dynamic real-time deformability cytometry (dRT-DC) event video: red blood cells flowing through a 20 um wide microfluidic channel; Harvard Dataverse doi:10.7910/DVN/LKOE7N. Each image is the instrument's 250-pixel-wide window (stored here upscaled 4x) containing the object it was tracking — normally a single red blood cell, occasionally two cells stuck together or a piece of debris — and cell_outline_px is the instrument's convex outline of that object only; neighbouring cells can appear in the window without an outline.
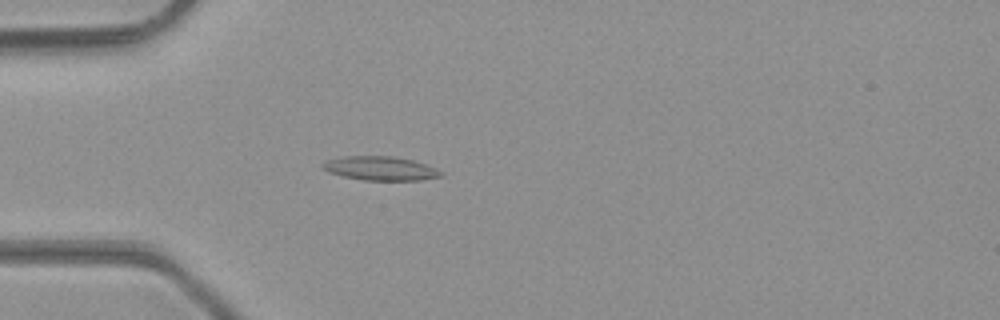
{"species": "common noctule bat (a hibernating species)", "species_latin": "Nyctalus noctula", "temperature_condition": "room temperature", "stored_images_in_passage": 48, "camera_frame_rate_fps": 3000, "um_per_image_px": 0.085, "animal": {"sex": "male", "body_mass_g": 23.1, "forearm_length_mm": 52.7}, "frame": {"image": 1, "passage_image": 14, "time_ms": 4.333, "image_size_px": [1000, 320], "cell_outline_px": [[444, 176], [420, 180], [364, 180], [344, 176], [328, 172], [320, 164], [328, 160], [344, 156], [392, 156], [412, 160], [436, 168], [444, 172]], "centroid_in_image_um": [32.37, 14.31], "position_along_channel_um": 52.6, "area_um2": 16.42}}
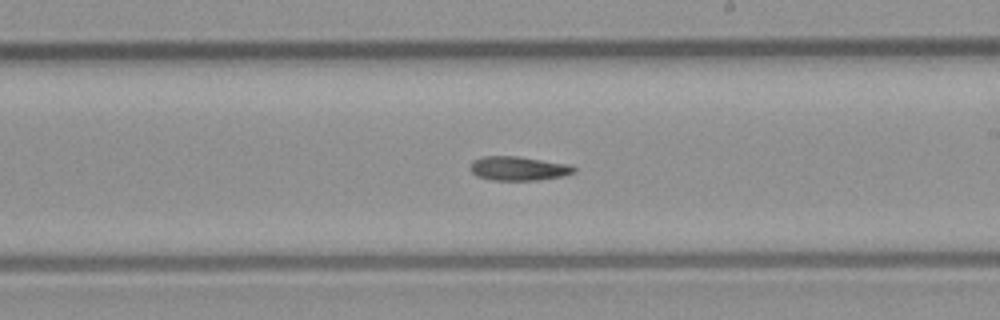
{"frame": {"image": 2, "passage_image": 28, "time_ms": 9.0, "image_size_px": [1000, 320], "cell_outline_px": [[576, 172], [564, 176], [536, 180], [492, 180], [476, 176], [468, 168], [472, 160], [484, 156], [516, 156], [572, 164], [576, 168]], "centroid_in_image_um": [44.07, 14.31], "position_along_channel_um": 244.9, "area_um2": 14.8}}
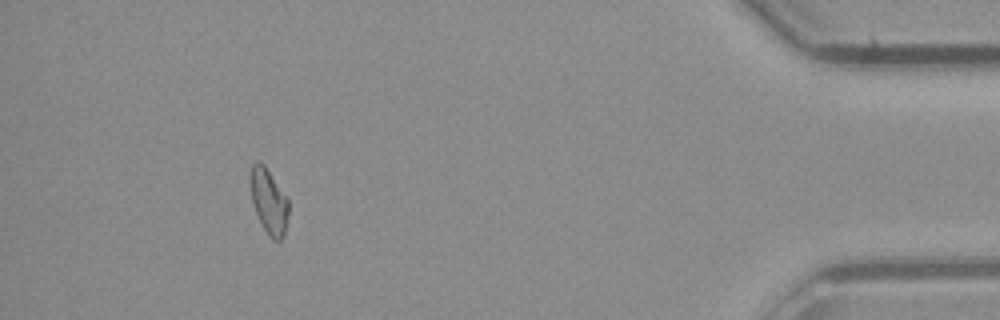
{"frame": {"image": 3, "passage_image": 44, "time_ms": 14.333, "image_size_px": [1000, 320], "cell_outline_px": [[288, 216], [284, 236], [280, 240], [272, 240], [260, 224], [252, 200], [252, 164], [256, 160], [260, 160], [264, 164], [288, 200]], "centroid_in_image_um": [22.87, 17.16], "position_along_channel_um": 412.3, "area_um2": 14.1}}